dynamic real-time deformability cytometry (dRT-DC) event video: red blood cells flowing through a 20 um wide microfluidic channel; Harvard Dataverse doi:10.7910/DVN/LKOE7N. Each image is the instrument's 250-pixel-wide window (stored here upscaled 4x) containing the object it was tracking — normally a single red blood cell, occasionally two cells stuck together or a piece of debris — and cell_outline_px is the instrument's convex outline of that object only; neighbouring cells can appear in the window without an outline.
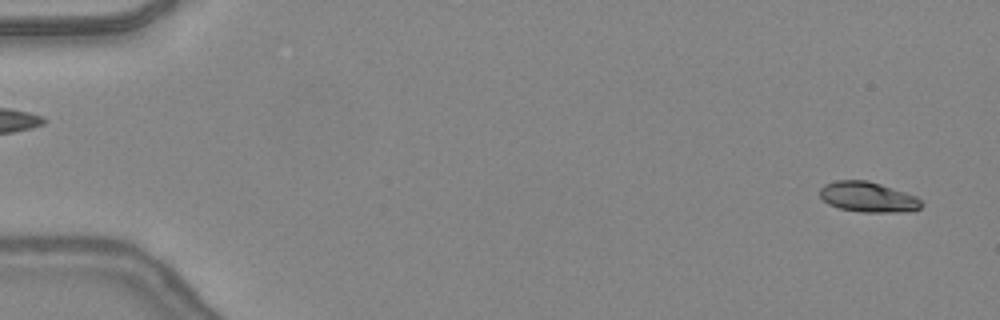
{"species": "common noctule bat (a hibernating species)", "species_latin": "Nyctalus noctula", "temperature_condition": "warm", "stored_images_in_passage": 29, "camera_frame_rate_fps": 3000, "um_per_image_px": 0.085, "animal": {"sex": "female", "body_mass_g": 24.6, "forearm_length_mm": 56.2}, "frame": {"image": 1, "passage_image": 2, "time_ms": 0.333, "image_size_px": [1000, 320], "cell_outline_px": [[924, 204], [920, 208], [912, 212], [860, 212], [840, 208], [828, 204], [820, 196], [820, 188], [824, 184], [836, 180], [868, 180], [916, 196]], "centroid_in_image_um": [73.79, 16.75], "position_along_channel_um": 11.2, "area_um2": 17.98}}
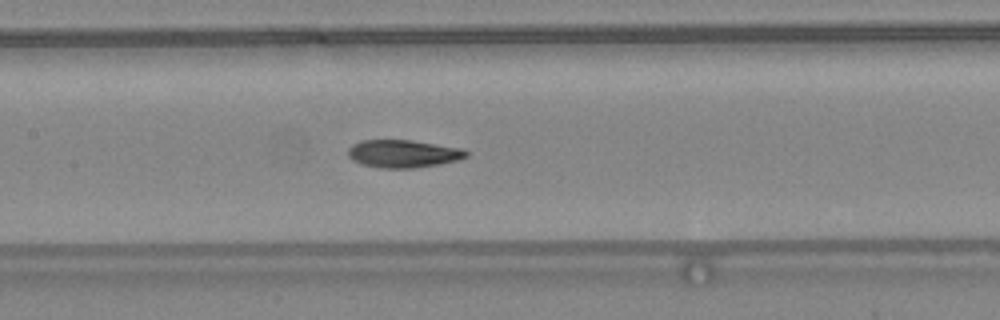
{"frame": {"image": 2, "passage_image": 23, "time_ms": 7.333, "image_size_px": [1000, 320], "cell_outline_px": [[468, 156], [460, 160], [440, 164], [416, 168], [380, 168], [360, 164], [352, 160], [348, 156], [348, 148], [352, 144], [360, 140], [412, 140], [464, 148], [468, 152]], "centroid_in_image_um": [34.29, 13.06], "position_along_channel_um": 173.1, "area_um2": 19.48}}
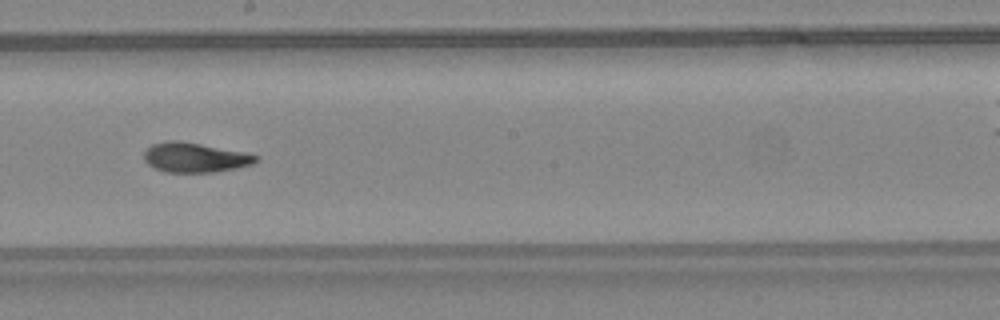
{"frame": {"image": 3, "passage_image": 27, "time_ms": 8.667, "image_size_px": [1000, 320], "cell_outline_px": [[260, 160], [252, 164], [236, 168], [212, 172], [164, 172], [148, 164], [144, 160], [144, 152], [152, 144], [168, 140], [176, 140], [200, 144], [244, 152], [260, 156]], "centroid_in_image_um": [16.58, 13.39], "position_along_channel_um": 231.6, "area_um2": 19.25}}